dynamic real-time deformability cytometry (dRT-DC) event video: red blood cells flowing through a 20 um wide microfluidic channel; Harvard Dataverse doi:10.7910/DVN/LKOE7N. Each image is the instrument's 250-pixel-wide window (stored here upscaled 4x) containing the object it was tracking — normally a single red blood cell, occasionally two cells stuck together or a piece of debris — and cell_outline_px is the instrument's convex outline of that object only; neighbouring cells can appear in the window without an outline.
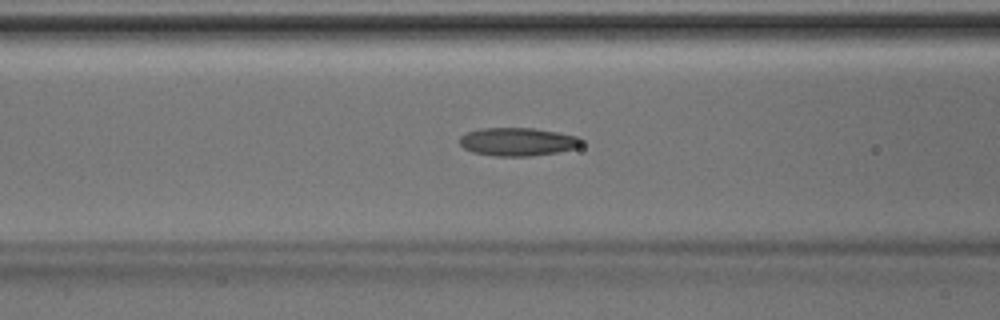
{"species": "Egyptian fruit bat (a non-hibernating species)", "species_latin": "Rousettus aegyptiacus", "temperature_condition": "room temperature", "stored_images_in_passage": 45, "camera_frame_rate_fps": 3000, "um_per_image_px": 0.085, "animal": {"sex": "male"}, "frame": {"image": 1, "passage_image": 19, "time_ms": 6.0, "image_size_px": [1000, 320], "cell_outline_px": [[584, 144], [576, 148], [556, 152], [532, 156], [496, 156], [472, 152], [464, 148], [460, 144], [460, 136], [468, 132], [480, 128], [532, 128], [556, 132], [576, 136], [584, 140]], "centroid_in_image_um": [44.01, 12.05], "position_along_channel_um": 122.6, "area_um2": 20.0}}
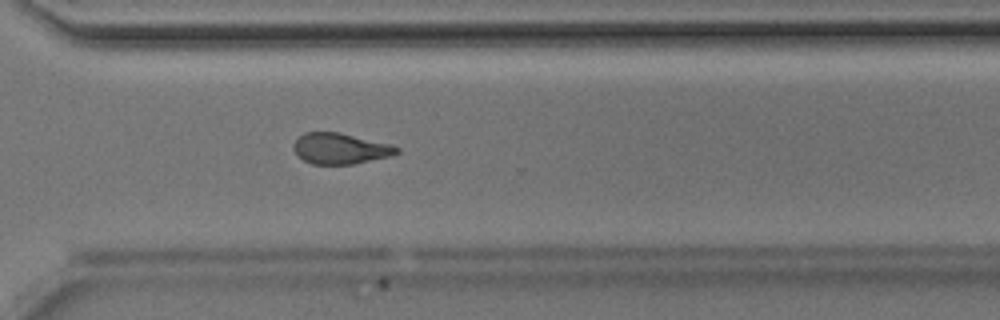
{"frame": {"image": 2, "passage_image": 34, "time_ms": 11.0, "image_size_px": [1000, 320], "cell_outline_px": [[400, 152], [392, 156], [352, 164], [312, 164], [296, 156], [292, 148], [296, 140], [304, 132], [340, 132], [388, 144], [400, 148]], "centroid_in_image_um": [28.9, 12.63], "position_along_channel_um": 341.7, "area_um2": 18.55}}
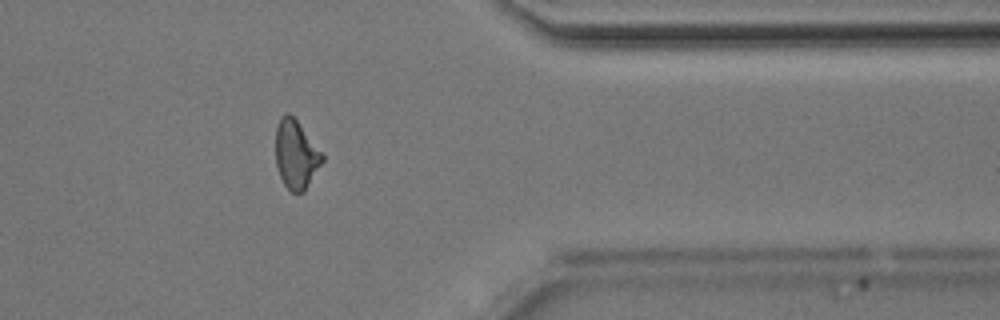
{"frame": {"image": 3, "passage_image": 38, "time_ms": 12.333, "image_size_px": [1000, 320], "cell_outline_px": [[324, 160], [304, 192], [292, 192], [284, 184], [280, 176], [276, 164], [276, 128], [280, 116], [288, 112], [296, 120], [324, 156]], "centroid_in_image_um": [25.15, 13.14], "position_along_channel_um": 386.3, "area_um2": 18.32}}